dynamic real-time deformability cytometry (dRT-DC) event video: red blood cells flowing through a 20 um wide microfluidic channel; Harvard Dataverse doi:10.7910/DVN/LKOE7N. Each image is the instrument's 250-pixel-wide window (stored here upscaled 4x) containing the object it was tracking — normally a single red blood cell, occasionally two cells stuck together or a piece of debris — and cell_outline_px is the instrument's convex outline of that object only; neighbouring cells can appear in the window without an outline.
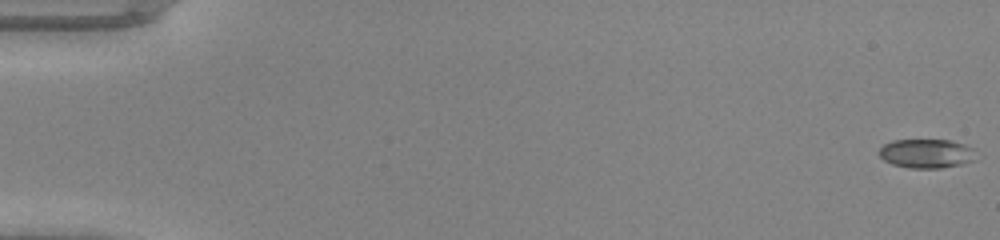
{"species": "common noctule bat (a hibernating species)", "species_latin": "Nyctalus noctula", "temperature_condition": "warm", "stored_images_in_passage": 49, "camera_frame_rate_fps": 3000, "um_per_image_px": 0.085, "animal": {"sex": "male", "body_mass_g": 20.0, "forearm_length_mm": 53.3}, "frame": {"image": 1, "passage_image": 1, "time_ms": 0.0, "image_size_px": [1000, 240], "cell_outline_px": [[976, 160], [964, 164], [940, 168], [908, 168], [892, 164], [884, 160], [880, 156], [880, 148], [884, 144], [892, 140], [952, 140], [976, 148]], "centroid_in_image_um": [78.82, 13.05], "position_along_channel_um": 6.2, "area_um2": 16.7}}
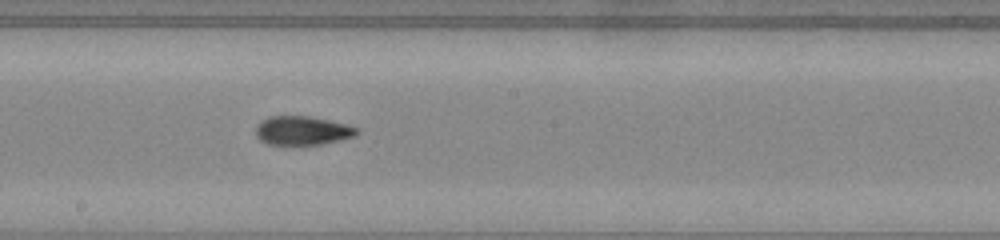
{"frame": {"image": 2, "passage_image": 28, "time_ms": 9.0, "image_size_px": [1000, 240], "cell_outline_px": [[360, 132], [356, 136], [340, 140], [320, 144], [268, 144], [260, 140], [256, 136], [256, 124], [260, 120], [268, 116], [308, 116], [328, 120], [360, 128]], "centroid_in_image_um": [25.69, 11.09], "position_along_channel_um": 222.5, "area_um2": 17.05}}
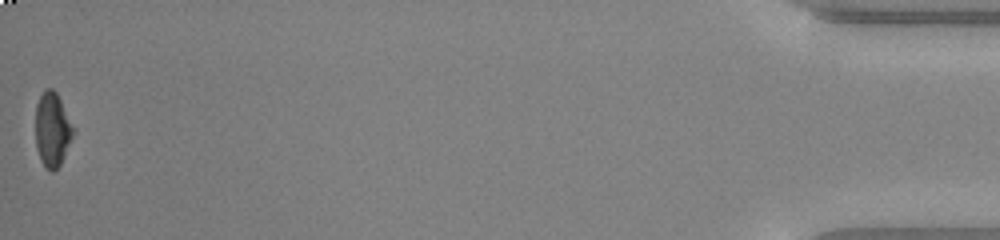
{"frame": {"image": 3, "passage_image": 49, "time_ms": 16.0, "image_size_px": [1000, 240], "cell_outline_px": [[76, 128], [64, 156], [60, 164], [52, 172], [40, 160], [36, 148], [36, 104], [44, 88], [52, 88], [56, 92]], "centroid_in_image_um": [4.46, 10.97], "position_along_channel_um": 430.7, "area_um2": 16.36}}